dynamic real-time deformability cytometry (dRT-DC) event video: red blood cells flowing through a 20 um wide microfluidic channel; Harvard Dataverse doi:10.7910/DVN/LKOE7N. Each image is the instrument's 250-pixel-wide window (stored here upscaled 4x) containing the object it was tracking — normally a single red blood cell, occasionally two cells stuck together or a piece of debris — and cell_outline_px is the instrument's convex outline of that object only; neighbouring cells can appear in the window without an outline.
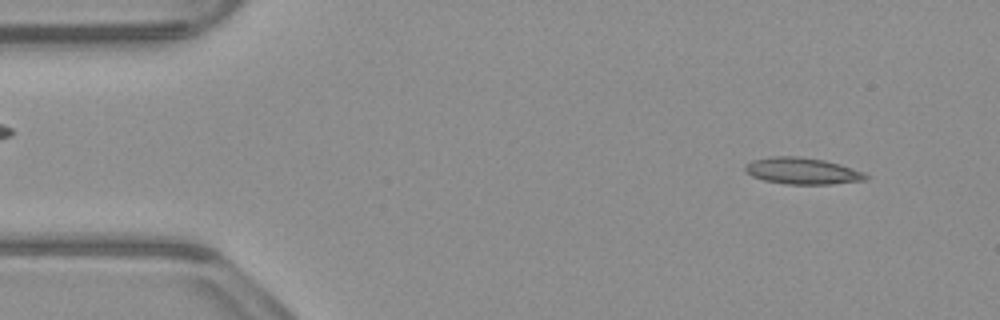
{"species": "common noctule bat (a hibernating species)", "species_latin": "Nyctalus noctula", "temperature_condition": "warm", "stored_images_in_passage": 51, "camera_frame_rate_fps": 3000, "um_per_image_px": 0.085, "animal": {"sex": "male", "body_mass_g": 23.1, "forearm_length_mm": 52.7}, "frame": {"image": 1, "passage_image": 4, "time_ms": 1.0, "image_size_px": [1000, 320], "cell_outline_px": [[868, 176], [864, 180], [832, 184], [788, 184], [764, 180], [752, 176], [744, 168], [744, 164], [752, 160], [772, 156], [800, 156], [824, 160], [840, 164], [864, 172]], "centroid_in_image_um": [68.18, 14.52], "position_along_channel_um": 16.8, "area_um2": 18.61}}
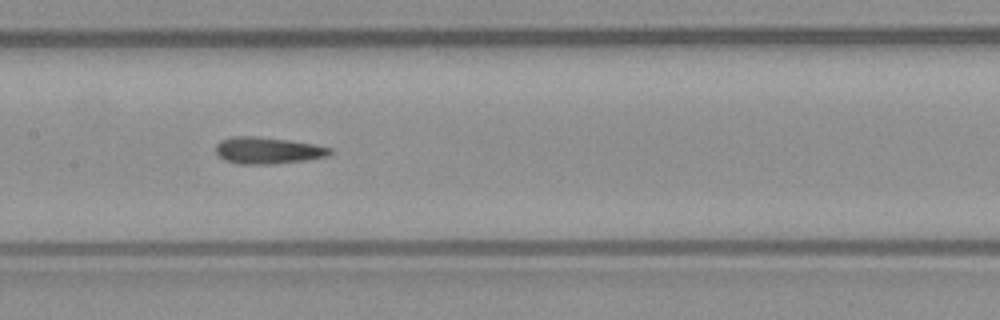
{"frame": {"image": 2, "passage_image": 24, "time_ms": 7.667, "image_size_px": [1000, 320], "cell_outline_px": [[332, 152], [328, 156], [304, 160], [268, 164], [240, 164], [224, 160], [216, 152], [216, 144], [220, 140], [232, 136], [252, 136], [288, 140], [312, 144], [332, 148]], "centroid_in_image_um": [22.73, 12.78], "position_along_channel_um": 184.7, "area_um2": 17.57}}
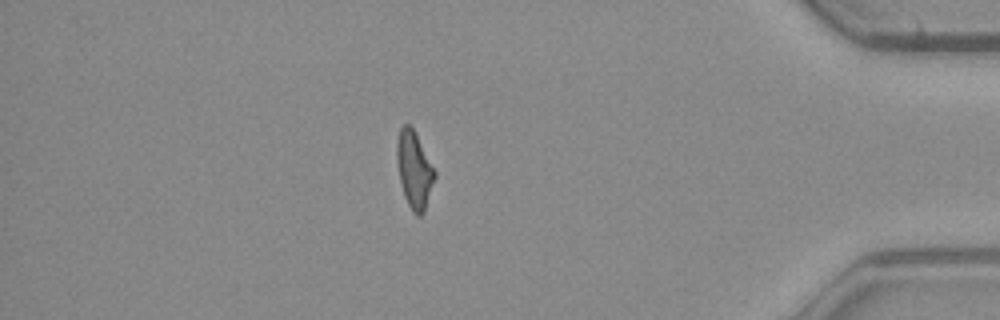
{"frame": {"image": 3, "passage_image": 44, "time_ms": 14.333, "image_size_px": [1000, 320], "cell_outline_px": [[436, 176], [424, 212], [420, 216], [416, 216], [412, 212], [404, 196], [400, 184], [396, 156], [396, 144], [400, 128], [404, 124], [408, 124], [412, 128], [436, 172]], "centroid_in_image_um": [35.19, 14.47], "position_along_channel_um": 400.0, "area_um2": 16.82}, "authors_computed_cell_mechanics": {"area_um2": 17.5712, "velocity_mm_per_s": 3.9147, "shape_relaxation_time_tau1_ms": null, "shape_relaxation_time_tau2_ms": 2.6893, "deformation_change_tau1": null, "deformation_change_tau2": 0.1115}}